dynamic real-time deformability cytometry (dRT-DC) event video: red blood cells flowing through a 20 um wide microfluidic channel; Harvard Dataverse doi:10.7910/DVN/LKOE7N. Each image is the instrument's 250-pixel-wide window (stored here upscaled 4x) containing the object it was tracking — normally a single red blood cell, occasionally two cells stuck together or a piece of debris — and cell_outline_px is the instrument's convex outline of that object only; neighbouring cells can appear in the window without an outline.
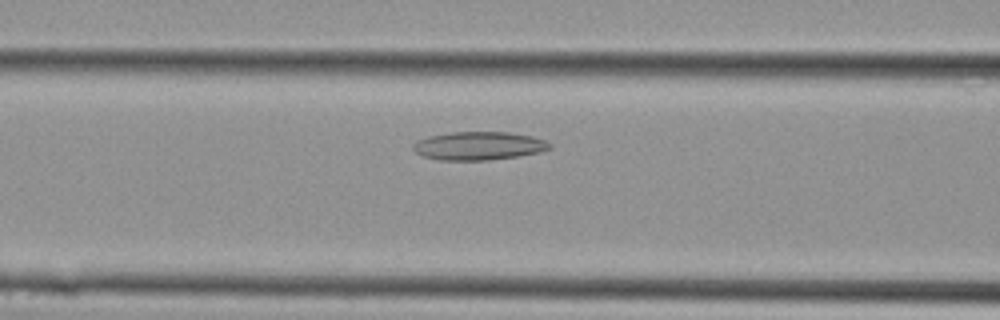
{"species": "Egyptian fruit bat (a non-hibernating species)", "species_latin": "Rousettus aegyptiacus", "temperature_condition": "cold", "stored_images_in_passage": 12, "camera_frame_rate_fps": 3000, "um_per_image_px": 0.085, "animal": {"sex": "female"}, "frame": {"image": 1, "passage_image": 6, "time_ms": 1.667, "image_size_px": [1000, 320], "cell_outline_px": [[552, 148], [540, 152], [516, 156], [488, 160], [440, 160], [424, 156], [416, 152], [412, 148], [412, 144], [416, 140], [428, 136], [452, 132], [508, 132], [532, 136], [544, 140], [552, 144]], "centroid_in_image_um": [40.68, 12.39], "position_along_channel_um": 125.9, "area_um2": 22.54}}
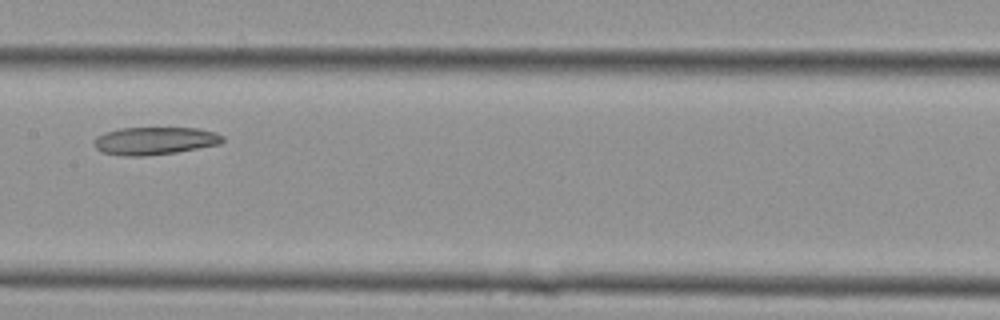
{"frame": {"image": 2, "passage_image": 9, "time_ms": 2.667, "image_size_px": [1000, 320], "cell_outline_px": [[224, 140], [220, 144], [176, 152], [144, 156], [124, 156], [100, 152], [92, 144], [92, 140], [96, 136], [104, 132], [120, 128], [196, 128], [216, 132], [224, 136]], "centroid_in_image_um": [13.1, 11.97], "position_along_channel_um": 194.3, "area_um2": 20.98}}
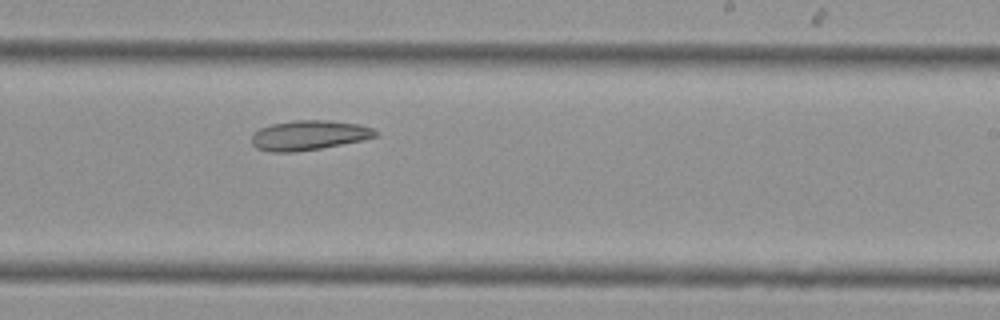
{"frame": {"image": 3, "passage_image": 12, "time_ms": 3.667, "image_size_px": [1000, 320], "cell_outline_px": [[376, 136], [364, 140], [320, 148], [296, 152], [272, 152], [256, 148], [252, 144], [252, 132], [260, 128], [272, 124], [296, 120], [328, 120], [356, 124], [372, 128], [376, 132]], "centroid_in_image_um": [26.21, 11.5], "position_along_channel_um": 262.8, "area_um2": 21.33}}